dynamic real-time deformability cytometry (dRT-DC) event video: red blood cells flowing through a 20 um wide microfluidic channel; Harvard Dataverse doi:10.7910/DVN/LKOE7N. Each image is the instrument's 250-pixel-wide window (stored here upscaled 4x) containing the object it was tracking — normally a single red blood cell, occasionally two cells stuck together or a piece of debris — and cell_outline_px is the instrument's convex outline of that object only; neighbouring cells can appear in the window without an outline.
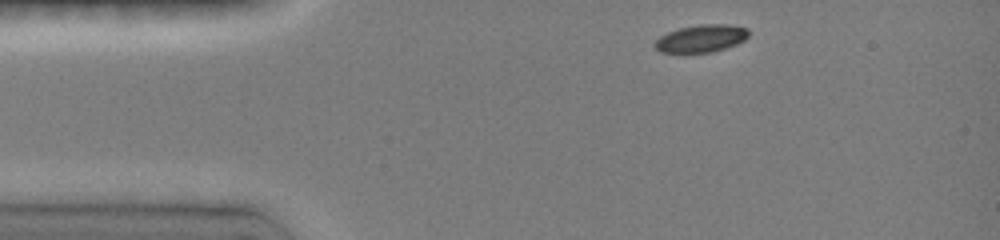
{"species": "common noctule bat (a hibernating species)", "species_latin": "Nyctalus noctula", "temperature_condition": "room temperature", "stored_images_in_passage": 22, "camera_frame_rate_fps": 3000, "um_per_image_px": 0.085, "animal": {"sex": "female", "body_mass_g": 19.0, "forearm_length_mm": 51.5}, "frame": {"image": 1, "passage_image": 1, "time_ms": 0.0, "image_size_px": [1000, 240], "cell_outline_px": [[748, 36], [744, 40], [736, 44], [712, 52], [660, 52], [656, 48], [656, 40], [660, 36], [668, 32], [680, 28], [700, 24], [724, 24], [748, 28]], "centroid_in_image_um": [59.62, 3.26], "position_along_channel_um": 25.4, "area_um2": 14.74}}
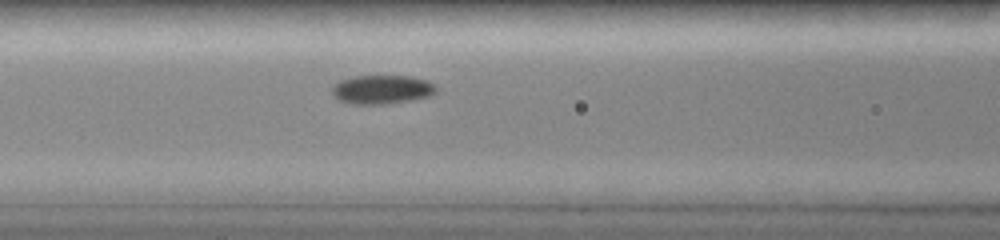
{"frame": {"image": 2, "passage_image": 10, "time_ms": 4.0, "image_size_px": [1000, 240], "cell_outline_px": [[436, 92], [428, 96], [408, 100], [384, 104], [356, 104], [340, 100], [332, 92], [332, 88], [340, 80], [356, 76], [412, 76], [424, 80], [432, 84], [436, 88]], "centroid_in_image_um": [32.45, 7.6], "position_along_channel_um": 134.1, "area_um2": 17.05}}
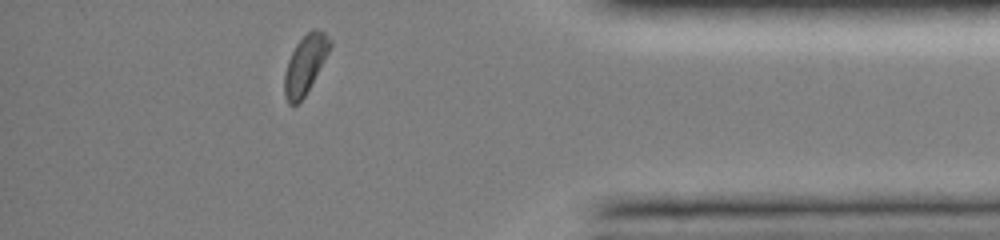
{"frame": {"image": 3, "passage_image": 22, "time_ms": 11.333, "image_size_px": [1000, 240], "cell_outline_px": [[332, 44], [324, 60], [304, 96], [296, 104], [288, 104], [284, 96], [284, 72], [288, 60], [296, 44], [312, 28], [316, 28], [324, 32], [332, 40]], "centroid_in_image_um": [25.93, 5.46], "position_along_channel_um": 409.3, "area_um2": 15.26}, "authors_computed_cell_mechanics": {"area_um2": 16.2129, "velocity_mm_per_s": 4.0046, "shape_relaxation_time_tau1_ms": 2.3261, "shape_relaxation_time_tau2_ms": 9.6256, "deformation_change_tau1": 0.1052, "deformation_change_tau2": 0.0839}}